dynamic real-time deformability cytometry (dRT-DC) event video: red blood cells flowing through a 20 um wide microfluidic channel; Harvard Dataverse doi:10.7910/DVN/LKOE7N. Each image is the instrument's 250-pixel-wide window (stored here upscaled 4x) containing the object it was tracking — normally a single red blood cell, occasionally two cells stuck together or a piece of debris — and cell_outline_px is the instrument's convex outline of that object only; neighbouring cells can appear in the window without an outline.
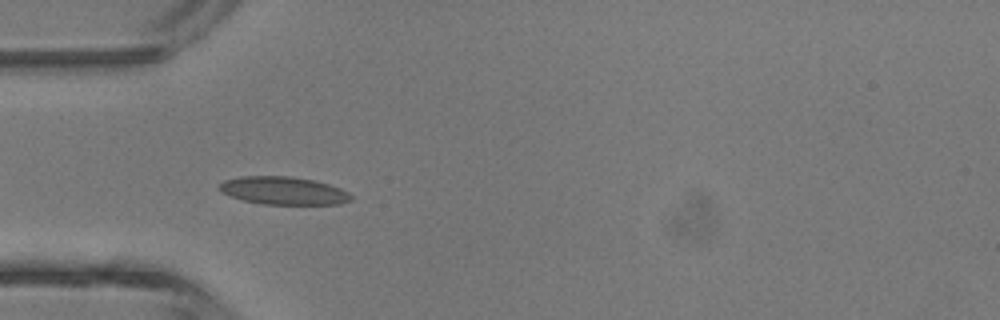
{"species": "common noctule bat (a hibernating species)", "species_latin": "Nyctalus noctula", "temperature_condition": "room temperature", "stored_images_in_passage": 4, "camera_frame_rate_fps": 3000, "um_per_image_px": 0.085, "animal": {"sex": "male", "body_mass_g": 13.3}, "frame": {"image": 1, "passage_image": 3, "time_ms": 3.0, "image_size_px": [1000, 320], "cell_outline_px": [[352, 200], [340, 204], [264, 204], [244, 200], [220, 192], [216, 188], [224, 180], [240, 176], [292, 176], [312, 180], [328, 184], [340, 188], [348, 192], [352, 196]], "centroid_in_image_um": [24.08, 16.2], "position_along_channel_um": 60.9, "area_um2": 21.39}}
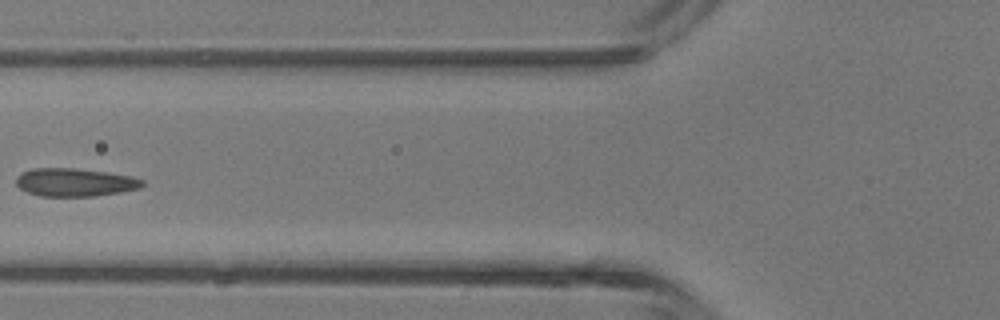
{"frame": {"image": 2, "passage_image": 4, "time_ms": 4.333, "image_size_px": [1000, 320], "cell_outline_px": [[144, 184], [140, 188], [120, 192], [96, 196], [40, 196], [28, 192], [20, 188], [16, 184], [16, 176], [20, 172], [32, 168], [76, 168], [104, 172], [128, 176], [144, 180]], "centroid_in_image_um": [6.32, 15.49], "position_along_channel_um": 119.5, "area_um2": 20.63}}